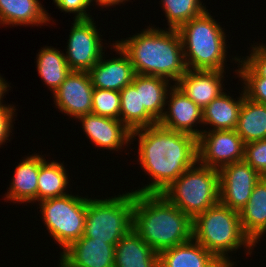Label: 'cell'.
Returning <instances> with one entry per match:
<instances>
[{"instance_id":"1","label":"cell","mask_w":266,"mask_h":267,"mask_svg":"<svg viewBox=\"0 0 266 267\" xmlns=\"http://www.w3.org/2000/svg\"><path fill=\"white\" fill-rule=\"evenodd\" d=\"M135 139L137 163L152 179L147 185L133 189L135 193H162L198 161L197 138L191 134L156 124L132 131V142Z\"/></svg>"},{"instance_id":"2","label":"cell","mask_w":266,"mask_h":267,"mask_svg":"<svg viewBox=\"0 0 266 267\" xmlns=\"http://www.w3.org/2000/svg\"><path fill=\"white\" fill-rule=\"evenodd\" d=\"M153 26L115 42L128 54L135 74L163 77L175 84L187 71L181 37L177 29Z\"/></svg>"},{"instance_id":"3","label":"cell","mask_w":266,"mask_h":267,"mask_svg":"<svg viewBox=\"0 0 266 267\" xmlns=\"http://www.w3.org/2000/svg\"><path fill=\"white\" fill-rule=\"evenodd\" d=\"M193 219L161 193H135L133 229L157 253L193 238Z\"/></svg>"},{"instance_id":"4","label":"cell","mask_w":266,"mask_h":267,"mask_svg":"<svg viewBox=\"0 0 266 267\" xmlns=\"http://www.w3.org/2000/svg\"><path fill=\"white\" fill-rule=\"evenodd\" d=\"M192 228L193 239L226 267L237 266L235 258L230 259L231 252L236 253L243 247L245 254L251 257L257 247L243 232L239 212L220 202L195 216Z\"/></svg>"},{"instance_id":"5","label":"cell","mask_w":266,"mask_h":267,"mask_svg":"<svg viewBox=\"0 0 266 267\" xmlns=\"http://www.w3.org/2000/svg\"><path fill=\"white\" fill-rule=\"evenodd\" d=\"M208 10L177 29L185 64L190 70L226 71L227 32Z\"/></svg>"},{"instance_id":"6","label":"cell","mask_w":266,"mask_h":267,"mask_svg":"<svg viewBox=\"0 0 266 267\" xmlns=\"http://www.w3.org/2000/svg\"><path fill=\"white\" fill-rule=\"evenodd\" d=\"M134 192L95 199L87 196L84 234L105 243L116 244L133 228Z\"/></svg>"},{"instance_id":"7","label":"cell","mask_w":266,"mask_h":267,"mask_svg":"<svg viewBox=\"0 0 266 267\" xmlns=\"http://www.w3.org/2000/svg\"><path fill=\"white\" fill-rule=\"evenodd\" d=\"M219 193L218 169L201 165L197 161L161 194L193 219L218 204Z\"/></svg>"},{"instance_id":"8","label":"cell","mask_w":266,"mask_h":267,"mask_svg":"<svg viewBox=\"0 0 266 267\" xmlns=\"http://www.w3.org/2000/svg\"><path fill=\"white\" fill-rule=\"evenodd\" d=\"M42 222L49 235L61 250L77 241L84 234L87 196L70 194L38 202Z\"/></svg>"},{"instance_id":"9","label":"cell","mask_w":266,"mask_h":267,"mask_svg":"<svg viewBox=\"0 0 266 267\" xmlns=\"http://www.w3.org/2000/svg\"><path fill=\"white\" fill-rule=\"evenodd\" d=\"M93 18L73 20L64 54L72 71L88 72L105 53L106 46Z\"/></svg>"},{"instance_id":"10","label":"cell","mask_w":266,"mask_h":267,"mask_svg":"<svg viewBox=\"0 0 266 267\" xmlns=\"http://www.w3.org/2000/svg\"><path fill=\"white\" fill-rule=\"evenodd\" d=\"M197 138L198 162L220 169L225 165L244 160L245 143L233 130L207 131Z\"/></svg>"},{"instance_id":"11","label":"cell","mask_w":266,"mask_h":267,"mask_svg":"<svg viewBox=\"0 0 266 267\" xmlns=\"http://www.w3.org/2000/svg\"><path fill=\"white\" fill-rule=\"evenodd\" d=\"M219 202L240 212L249 201L262 176L244 160L228 164L219 170Z\"/></svg>"},{"instance_id":"12","label":"cell","mask_w":266,"mask_h":267,"mask_svg":"<svg viewBox=\"0 0 266 267\" xmlns=\"http://www.w3.org/2000/svg\"><path fill=\"white\" fill-rule=\"evenodd\" d=\"M94 87L85 71H71L60 87L53 92L54 105L70 119H78L92 112ZM72 117V118H71Z\"/></svg>"},{"instance_id":"13","label":"cell","mask_w":266,"mask_h":267,"mask_svg":"<svg viewBox=\"0 0 266 267\" xmlns=\"http://www.w3.org/2000/svg\"><path fill=\"white\" fill-rule=\"evenodd\" d=\"M165 106L168 107L164 108L163 115L157 122L158 125L171 131L191 134L196 138L202 134L203 130L197 129L201 128L200 125L203 127L202 108L189 99L175 84L167 94Z\"/></svg>"},{"instance_id":"14","label":"cell","mask_w":266,"mask_h":267,"mask_svg":"<svg viewBox=\"0 0 266 267\" xmlns=\"http://www.w3.org/2000/svg\"><path fill=\"white\" fill-rule=\"evenodd\" d=\"M77 120L82 124L86 138L97 148L119 152L133 144L132 132L120 119L90 113Z\"/></svg>"},{"instance_id":"15","label":"cell","mask_w":266,"mask_h":267,"mask_svg":"<svg viewBox=\"0 0 266 267\" xmlns=\"http://www.w3.org/2000/svg\"><path fill=\"white\" fill-rule=\"evenodd\" d=\"M109 45L111 46L110 49H114L115 55L118 56L106 59L105 54H103L88 72L94 88L120 92L132 83L135 71L128 54L121 46L114 40Z\"/></svg>"},{"instance_id":"16","label":"cell","mask_w":266,"mask_h":267,"mask_svg":"<svg viewBox=\"0 0 266 267\" xmlns=\"http://www.w3.org/2000/svg\"><path fill=\"white\" fill-rule=\"evenodd\" d=\"M226 71L190 70L175 85L202 109L225 89ZM224 86V87H223Z\"/></svg>"},{"instance_id":"17","label":"cell","mask_w":266,"mask_h":267,"mask_svg":"<svg viewBox=\"0 0 266 267\" xmlns=\"http://www.w3.org/2000/svg\"><path fill=\"white\" fill-rule=\"evenodd\" d=\"M44 155L32 153L20 159L11 177L9 190L4 194V201L9 203H34L37 202L38 175L41 162L45 159Z\"/></svg>"},{"instance_id":"18","label":"cell","mask_w":266,"mask_h":267,"mask_svg":"<svg viewBox=\"0 0 266 267\" xmlns=\"http://www.w3.org/2000/svg\"><path fill=\"white\" fill-rule=\"evenodd\" d=\"M60 255L74 267H114L115 246L90 237H80Z\"/></svg>"},{"instance_id":"19","label":"cell","mask_w":266,"mask_h":267,"mask_svg":"<svg viewBox=\"0 0 266 267\" xmlns=\"http://www.w3.org/2000/svg\"><path fill=\"white\" fill-rule=\"evenodd\" d=\"M43 6L39 0H0V26H48L53 19Z\"/></svg>"},{"instance_id":"20","label":"cell","mask_w":266,"mask_h":267,"mask_svg":"<svg viewBox=\"0 0 266 267\" xmlns=\"http://www.w3.org/2000/svg\"><path fill=\"white\" fill-rule=\"evenodd\" d=\"M159 267H226L193 238L159 253Z\"/></svg>"},{"instance_id":"21","label":"cell","mask_w":266,"mask_h":267,"mask_svg":"<svg viewBox=\"0 0 266 267\" xmlns=\"http://www.w3.org/2000/svg\"><path fill=\"white\" fill-rule=\"evenodd\" d=\"M114 267H159V253L132 228L115 246Z\"/></svg>"},{"instance_id":"22","label":"cell","mask_w":266,"mask_h":267,"mask_svg":"<svg viewBox=\"0 0 266 267\" xmlns=\"http://www.w3.org/2000/svg\"><path fill=\"white\" fill-rule=\"evenodd\" d=\"M240 91L237 100L233 98V95L231 96L230 93L227 94L224 91L202 109L203 128L201 129L203 131L204 126L208 125L210 126L208 131L233 130L236 128L239 111L246 96L243 87Z\"/></svg>"},{"instance_id":"23","label":"cell","mask_w":266,"mask_h":267,"mask_svg":"<svg viewBox=\"0 0 266 267\" xmlns=\"http://www.w3.org/2000/svg\"><path fill=\"white\" fill-rule=\"evenodd\" d=\"M241 227L255 246L266 236V178L255 185L249 201L239 212ZM257 243V244H256Z\"/></svg>"},{"instance_id":"24","label":"cell","mask_w":266,"mask_h":267,"mask_svg":"<svg viewBox=\"0 0 266 267\" xmlns=\"http://www.w3.org/2000/svg\"><path fill=\"white\" fill-rule=\"evenodd\" d=\"M168 79L135 74L132 85L139 90L140 109H146L157 121L163 115L166 98L173 87Z\"/></svg>"},{"instance_id":"25","label":"cell","mask_w":266,"mask_h":267,"mask_svg":"<svg viewBox=\"0 0 266 267\" xmlns=\"http://www.w3.org/2000/svg\"><path fill=\"white\" fill-rule=\"evenodd\" d=\"M36 65L37 74L52 94L72 71L66 62L63 51L53 46H45L39 50Z\"/></svg>"},{"instance_id":"26","label":"cell","mask_w":266,"mask_h":267,"mask_svg":"<svg viewBox=\"0 0 266 267\" xmlns=\"http://www.w3.org/2000/svg\"><path fill=\"white\" fill-rule=\"evenodd\" d=\"M235 131L244 143L266 139V104L243 99Z\"/></svg>"},{"instance_id":"27","label":"cell","mask_w":266,"mask_h":267,"mask_svg":"<svg viewBox=\"0 0 266 267\" xmlns=\"http://www.w3.org/2000/svg\"><path fill=\"white\" fill-rule=\"evenodd\" d=\"M44 159L41 162L38 175L37 203L49 198L60 197L69 194L70 177L64 166V162ZM69 178V179H68ZM69 185V186H68ZM67 190V191H66Z\"/></svg>"},{"instance_id":"28","label":"cell","mask_w":266,"mask_h":267,"mask_svg":"<svg viewBox=\"0 0 266 267\" xmlns=\"http://www.w3.org/2000/svg\"><path fill=\"white\" fill-rule=\"evenodd\" d=\"M119 119L131 132L158 122L146 109H140L139 90L132 84L120 91Z\"/></svg>"},{"instance_id":"29","label":"cell","mask_w":266,"mask_h":267,"mask_svg":"<svg viewBox=\"0 0 266 267\" xmlns=\"http://www.w3.org/2000/svg\"><path fill=\"white\" fill-rule=\"evenodd\" d=\"M202 0H161L168 29H178L184 23L203 14L207 8Z\"/></svg>"},{"instance_id":"30","label":"cell","mask_w":266,"mask_h":267,"mask_svg":"<svg viewBox=\"0 0 266 267\" xmlns=\"http://www.w3.org/2000/svg\"><path fill=\"white\" fill-rule=\"evenodd\" d=\"M232 61L238 65V69L233 71L242 82L245 95L250 100L266 104V79L260 77L242 58L233 56Z\"/></svg>"},{"instance_id":"31","label":"cell","mask_w":266,"mask_h":267,"mask_svg":"<svg viewBox=\"0 0 266 267\" xmlns=\"http://www.w3.org/2000/svg\"><path fill=\"white\" fill-rule=\"evenodd\" d=\"M93 114L119 119L120 92L109 89L94 88L92 94Z\"/></svg>"},{"instance_id":"32","label":"cell","mask_w":266,"mask_h":267,"mask_svg":"<svg viewBox=\"0 0 266 267\" xmlns=\"http://www.w3.org/2000/svg\"><path fill=\"white\" fill-rule=\"evenodd\" d=\"M244 161L262 177L266 176V139L245 144Z\"/></svg>"},{"instance_id":"33","label":"cell","mask_w":266,"mask_h":267,"mask_svg":"<svg viewBox=\"0 0 266 267\" xmlns=\"http://www.w3.org/2000/svg\"><path fill=\"white\" fill-rule=\"evenodd\" d=\"M256 44V45H255ZM249 54L243 60L262 78L266 79V44L253 43Z\"/></svg>"},{"instance_id":"34","label":"cell","mask_w":266,"mask_h":267,"mask_svg":"<svg viewBox=\"0 0 266 267\" xmlns=\"http://www.w3.org/2000/svg\"><path fill=\"white\" fill-rule=\"evenodd\" d=\"M54 5L60 11L65 13H73V19H88L91 18L88 9L92 6L90 0H53ZM87 11V12H86Z\"/></svg>"},{"instance_id":"35","label":"cell","mask_w":266,"mask_h":267,"mask_svg":"<svg viewBox=\"0 0 266 267\" xmlns=\"http://www.w3.org/2000/svg\"><path fill=\"white\" fill-rule=\"evenodd\" d=\"M13 105V106H12ZM0 104V148L5 145L12 136L13 123H15L16 111L14 104ZM11 135V136H10Z\"/></svg>"},{"instance_id":"36","label":"cell","mask_w":266,"mask_h":267,"mask_svg":"<svg viewBox=\"0 0 266 267\" xmlns=\"http://www.w3.org/2000/svg\"><path fill=\"white\" fill-rule=\"evenodd\" d=\"M90 1H91L92 6H97V7L99 6L103 10V8L108 9L109 7L124 4L130 0H90Z\"/></svg>"},{"instance_id":"37","label":"cell","mask_w":266,"mask_h":267,"mask_svg":"<svg viewBox=\"0 0 266 267\" xmlns=\"http://www.w3.org/2000/svg\"><path fill=\"white\" fill-rule=\"evenodd\" d=\"M10 88H11L10 84H8V82H6L5 79L3 78V76H1V74H0V104L4 103V101H3L4 95L7 92H9Z\"/></svg>"},{"instance_id":"38","label":"cell","mask_w":266,"mask_h":267,"mask_svg":"<svg viewBox=\"0 0 266 267\" xmlns=\"http://www.w3.org/2000/svg\"><path fill=\"white\" fill-rule=\"evenodd\" d=\"M58 262H59L57 264L58 267H74L67 260H65L61 255H60V258H59Z\"/></svg>"}]
</instances>
